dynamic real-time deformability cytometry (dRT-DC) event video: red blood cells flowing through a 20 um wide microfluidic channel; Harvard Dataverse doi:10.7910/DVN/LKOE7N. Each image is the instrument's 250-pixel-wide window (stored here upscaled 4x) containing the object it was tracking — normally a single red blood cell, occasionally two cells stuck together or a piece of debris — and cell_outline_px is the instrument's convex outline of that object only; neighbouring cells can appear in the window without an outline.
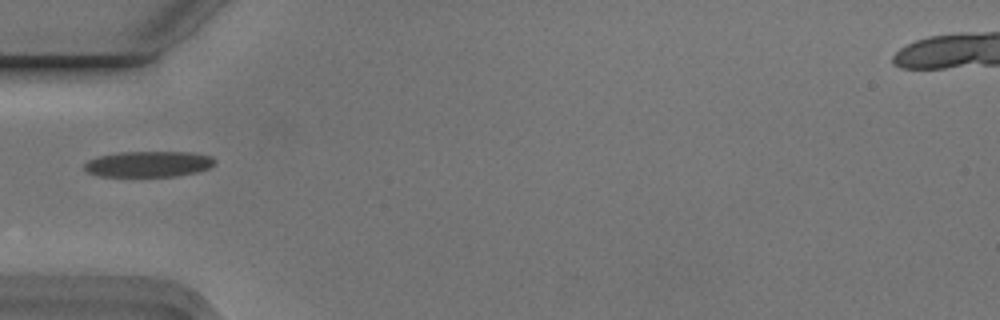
{"species": "Egyptian fruit bat (a non-hibernating species)", "species_latin": "Rousettus aegyptiacus", "temperature_condition": "cold", "stored_images_in_passage": 1, "camera_frame_rate_fps": 3000, "um_per_image_px": 0.085, "animal": {"sex": "male"}, "frame": {"image": 1, "passage_image": 1, "time_ms": 0.0, "image_size_px": [1000, 320], "cell_outline_px": [[216, 160], [208, 168], [196, 172], [176, 176], [100, 176], [88, 172], [84, 168], [84, 164], [88, 160], [100, 156], [120, 152], [192, 152], [212, 156]], "centroid_in_image_um": [12.63, 13.94], "position_along_channel_um": 72.4, "area_um2": 19.48}}